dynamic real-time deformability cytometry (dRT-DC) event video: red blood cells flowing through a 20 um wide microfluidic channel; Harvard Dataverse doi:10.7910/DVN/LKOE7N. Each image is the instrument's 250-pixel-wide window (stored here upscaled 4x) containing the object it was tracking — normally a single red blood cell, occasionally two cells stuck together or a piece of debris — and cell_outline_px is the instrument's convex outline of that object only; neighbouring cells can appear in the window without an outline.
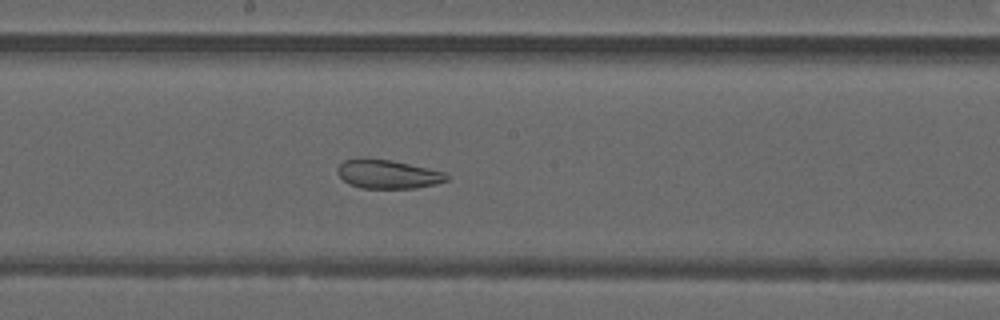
{"species": "common noctule bat (a hibernating species)", "species_latin": "Nyctalus noctula", "temperature_condition": "warm", "stored_images_in_passage": 43, "camera_frame_rate_fps": 3000, "um_per_image_px": 0.085, "animal": {"sex": "male", "forearm_length_mm": 52.5}, "frame": {"image": 1, "passage_image": 21, "time_ms": 6.667, "image_size_px": [1000, 320], "cell_outline_px": [[448, 180], [436, 184], [416, 188], [360, 188], [348, 184], [336, 172], [336, 168], [344, 160], [364, 156], [392, 160], [428, 168], [444, 172], [448, 176]], "centroid_in_image_um": [32.91, 14.78], "position_along_channel_um": 215.3, "area_um2": 18.67}}
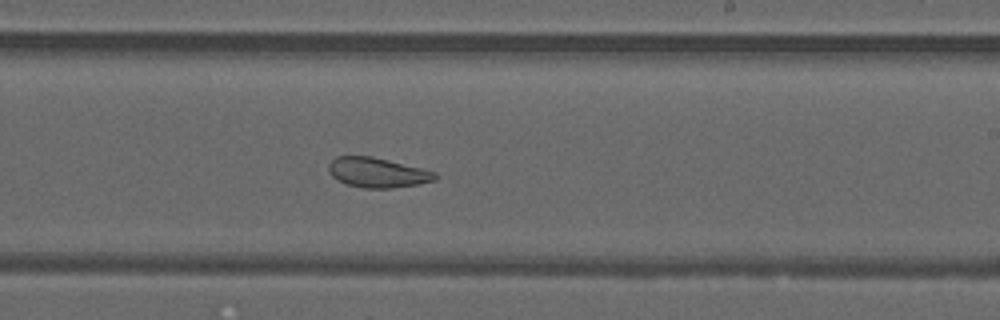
{"frame": {"image": 2, "passage_image": 24, "time_ms": 7.667, "image_size_px": [1000, 320], "cell_outline_px": [[436, 180], [420, 184], [392, 188], [364, 188], [344, 184], [332, 176], [328, 168], [328, 164], [336, 156], [372, 156], [436, 172]], "centroid_in_image_um": [32.06, 14.67], "position_along_channel_um": 256.9, "area_um2": 18.5}}
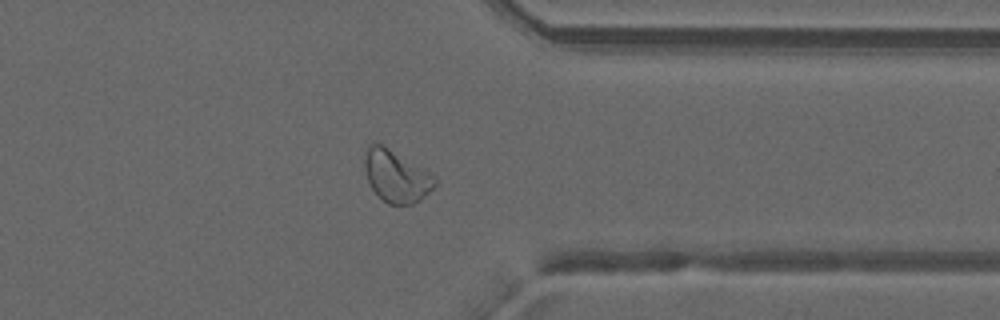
{"frame": {"image": 3, "passage_image": 33, "time_ms": 10.667, "image_size_px": [1000, 320], "cell_outline_px": [[436, 184], [420, 200], [412, 204], [388, 204], [372, 188], [368, 180], [364, 164], [364, 160], [368, 144], [380, 144], [388, 148], [436, 176]], "centroid_in_image_um": [33.68, 14.98], "position_along_channel_um": 377.7, "area_um2": 20.69}, "authors_computed_cell_mechanics": {"area_um2": 23.0044, "velocity_mm_per_s": 4.1861, "shape_relaxation_time_tau1_ms": null, "shape_relaxation_time_tau2_ms": 1.5143, "deformation_change_tau1": null, "deformation_change_tau2": 0.0856}}